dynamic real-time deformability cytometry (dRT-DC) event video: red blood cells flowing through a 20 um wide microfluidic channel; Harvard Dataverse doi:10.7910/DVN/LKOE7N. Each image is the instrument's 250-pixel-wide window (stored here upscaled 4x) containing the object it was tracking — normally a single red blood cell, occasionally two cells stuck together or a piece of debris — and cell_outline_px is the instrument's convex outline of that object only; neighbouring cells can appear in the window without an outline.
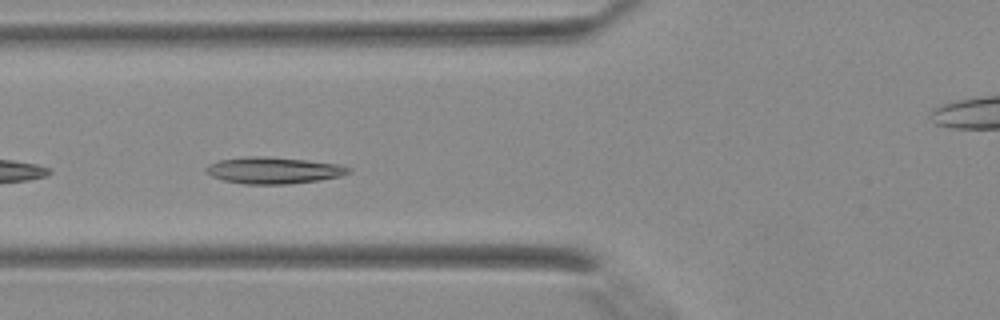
{"species": "Egyptian fruit bat (a non-hibernating species)", "species_latin": "Rousettus aegyptiacus", "temperature_condition": "warm", "stored_images_in_passage": 31, "camera_frame_rate_fps": 3000, "um_per_image_px": 0.085, "animal": {"sex": "female"}, "frame": {"image": 1, "passage_image": 10, "time_ms": 3.0, "image_size_px": [1000, 320], "cell_outline_px": [[352, 172], [340, 176], [320, 180], [288, 184], [244, 184], [224, 180], [212, 176], [204, 172], [204, 168], [208, 164], [220, 160], [248, 156], [268, 156], [340, 164], [352, 168]], "centroid_in_image_um": [23.25, 14.48], "position_along_channel_um": 102.5, "area_um2": 22.2}}
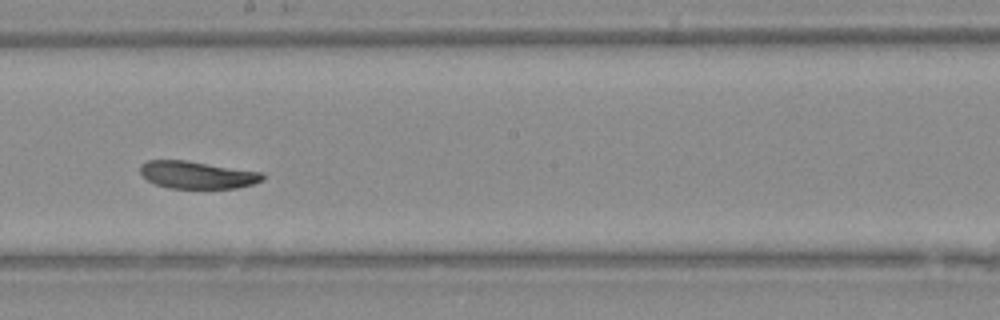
{"frame": {"image": 2, "passage_image": 18, "time_ms": 5.667, "image_size_px": [1000, 320], "cell_outline_px": [[264, 180], [252, 184], [236, 188], [168, 188], [156, 184], [148, 180], [140, 172], [140, 164], [148, 160], [188, 160], [264, 172]], "centroid_in_image_um": [16.79, 14.85], "position_along_channel_um": 231.4, "area_um2": 19.71}}